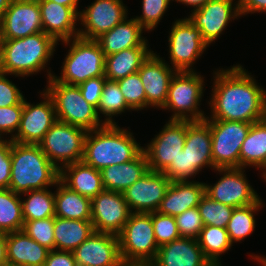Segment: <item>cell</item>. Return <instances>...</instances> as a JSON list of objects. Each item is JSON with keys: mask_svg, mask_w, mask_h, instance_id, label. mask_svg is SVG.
I'll use <instances>...</instances> for the list:
<instances>
[{"mask_svg": "<svg viewBox=\"0 0 266 266\" xmlns=\"http://www.w3.org/2000/svg\"><path fill=\"white\" fill-rule=\"evenodd\" d=\"M209 120L254 123L266 117V90L242 65L213 72Z\"/></svg>", "mask_w": 266, "mask_h": 266, "instance_id": "1", "label": "cell"}, {"mask_svg": "<svg viewBox=\"0 0 266 266\" xmlns=\"http://www.w3.org/2000/svg\"><path fill=\"white\" fill-rule=\"evenodd\" d=\"M140 145L127 128L104 124L87 132L82 161L101 171L105 167L135 159L143 151Z\"/></svg>", "mask_w": 266, "mask_h": 266, "instance_id": "2", "label": "cell"}, {"mask_svg": "<svg viewBox=\"0 0 266 266\" xmlns=\"http://www.w3.org/2000/svg\"><path fill=\"white\" fill-rule=\"evenodd\" d=\"M60 170L38 144L11 141V179L9 189L22 194L55 186Z\"/></svg>", "mask_w": 266, "mask_h": 266, "instance_id": "3", "label": "cell"}, {"mask_svg": "<svg viewBox=\"0 0 266 266\" xmlns=\"http://www.w3.org/2000/svg\"><path fill=\"white\" fill-rule=\"evenodd\" d=\"M57 44L43 31L23 38L2 40V73L28 77L45 70Z\"/></svg>", "mask_w": 266, "mask_h": 266, "instance_id": "4", "label": "cell"}, {"mask_svg": "<svg viewBox=\"0 0 266 266\" xmlns=\"http://www.w3.org/2000/svg\"><path fill=\"white\" fill-rule=\"evenodd\" d=\"M64 44L69 45L70 49L61 66V76L47 69V79L52 76L58 82L78 86L90 78L105 76V55L96 40L78 36L63 41Z\"/></svg>", "mask_w": 266, "mask_h": 266, "instance_id": "5", "label": "cell"}, {"mask_svg": "<svg viewBox=\"0 0 266 266\" xmlns=\"http://www.w3.org/2000/svg\"><path fill=\"white\" fill-rule=\"evenodd\" d=\"M44 89L52 98L57 120L86 129L95 130L104 125L97 110L82 96L78 86L56 81L52 76Z\"/></svg>", "mask_w": 266, "mask_h": 266, "instance_id": "6", "label": "cell"}, {"mask_svg": "<svg viewBox=\"0 0 266 266\" xmlns=\"http://www.w3.org/2000/svg\"><path fill=\"white\" fill-rule=\"evenodd\" d=\"M204 78L196 71H177L171 79L165 105L161 108L172 110L170 120H204L206 114L200 110L204 96Z\"/></svg>", "mask_w": 266, "mask_h": 266, "instance_id": "7", "label": "cell"}, {"mask_svg": "<svg viewBox=\"0 0 266 266\" xmlns=\"http://www.w3.org/2000/svg\"><path fill=\"white\" fill-rule=\"evenodd\" d=\"M119 251L123 261L152 263L158 253L151 213H131L118 234Z\"/></svg>", "mask_w": 266, "mask_h": 266, "instance_id": "8", "label": "cell"}, {"mask_svg": "<svg viewBox=\"0 0 266 266\" xmlns=\"http://www.w3.org/2000/svg\"><path fill=\"white\" fill-rule=\"evenodd\" d=\"M87 132L84 128L57 120L38 145L60 170L67 164L82 161Z\"/></svg>", "mask_w": 266, "mask_h": 266, "instance_id": "9", "label": "cell"}, {"mask_svg": "<svg viewBox=\"0 0 266 266\" xmlns=\"http://www.w3.org/2000/svg\"><path fill=\"white\" fill-rule=\"evenodd\" d=\"M252 123L209 120L212 159L215 168H239V154Z\"/></svg>", "mask_w": 266, "mask_h": 266, "instance_id": "10", "label": "cell"}, {"mask_svg": "<svg viewBox=\"0 0 266 266\" xmlns=\"http://www.w3.org/2000/svg\"><path fill=\"white\" fill-rule=\"evenodd\" d=\"M168 42L170 62L176 71H195L193 64L209 46L187 17L173 23Z\"/></svg>", "mask_w": 266, "mask_h": 266, "instance_id": "11", "label": "cell"}, {"mask_svg": "<svg viewBox=\"0 0 266 266\" xmlns=\"http://www.w3.org/2000/svg\"><path fill=\"white\" fill-rule=\"evenodd\" d=\"M221 178L212 186L205 183V194L216 202L233 208L256 203L257 192L250 185L244 174V168H215Z\"/></svg>", "mask_w": 266, "mask_h": 266, "instance_id": "12", "label": "cell"}, {"mask_svg": "<svg viewBox=\"0 0 266 266\" xmlns=\"http://www.w3.org/2000/svg\"><path fill=\"white\" fill-rule=\"evenodd\" d=\"M186 141V121L168 120L150 143L143 147L149 170L163 172L175 161Z\"/></svg>", "mask_w": 266, "mask_h": 266, "instance_id": "13", "label": "cell"}, {"mask_svg": "<svg viewBox=\"0 0 266 266\" xmlns=\"http://www.w3.org/2000/svg\"><path fill=\"white\" fill-rule=\"evenodd\" d=\"M128 9L123 0H95L86 9L79 12V37L96 40L110 31L128 16Z\"/></svg>", "mask_w": 266, "mask_h": 266, "instance_id": "14", "label": "cell"}, {"mask_svg": "<svg viewBox=\"0 0 266 266\" xmlns=\"http://www.w3.org/2000/svg\"><path fill=\"white\" fill-rule=\"evenodd\" d=\"M44 98L38 104L23 99V112L19 129L11 140L23 144H39L51 126L57 121L55 105L45 90L40 92Z\"/></svg>", "mask_w": 266, "mask_h": 266, "instance_id": "15", "label": "cell"}, {"mask_svg": "<svg viewBox=\"0 0 266 266\" xmlns=\"http://www.w3.org/2000/svg\"><path fill=\"white\" fill-rule=\"evenodd\" d=\"M130 214L123 193L104 189L91 200V222L95 232L118 235Z\"/></svg>", "mask_w": 266, "mask_h": 266, "instance_id": "16", "label": "cell"}, {"mask_svg": "<svg viewBox=\"0 0 266 266\" xmlns=\"http://www.w3.org/2000/svg\"><path fill=\"white\" fill-rule=\"evenodd\" d=\"M234 1L209 0L200 9L191 11L187 17L200 30L203 40L208 45L221 36L230 21L241 17L238 1Z\"/></svg>", "mask_w": 266, "mask_h": 266, "instance_id": "17", "label": "cell"}, {"mask_svg": "<svg viewBox=\"0 0 266 266\" xmlns=\"http://www.w3.org/2000/svg\"><path fill=\"white\" fill-rule=\"evenodd\" d=\"M42 31L38 0H11L0 20L2 40L23 38Z\"/></svg>", "mask_w": 266, "mask_h": 266, "instance_id": "18", "label": "cell"}, {"mask_svg": "<svg viewBox=\"0 0 266 266\" xmlns=\"http://www.w3.org/2000/svg\"><path fill=\"white\" fill-rule=\"evenodd\" d=\"M170 183L163 172L149 170L123 192L131 213L156 212Z\"/></svg>", "mask_w": 266, "mask_h": 266, "instance_id": "19", "label": "cell"}, {"mask_svg": "<svg viewBox=\"0 0 266 266\" xmlns=\"http://www.w3.org/2000/svg\"><path fill=\"white\" fill-rule=\"evenodd\" d=\"M176 72L154 52L141 65L138 73L145 89L146 108L161 109L165 105L169 85Z\"/></svg>", "mask_w": 266, "mask_h": 266, "instance_id": "20", "label": "cell"}, {"mask_svg": "<svg viewBox=\"0 0 266 266\" xmlns=\"http://www.w3.org/2000/svg\"><path fill=\"white\" fill-rule=\"evenodd\" d=\"M77 266H117L121 261L118 235L93 232L72 251Z\"/></svg>", "mask_w": 266, "mask_h": 266, "instance_id": "21", "label": "cell"}, {"mask_svg": "<svg viewBox=\"0 0 266 266\" xmlns=\"http://www.w3.org/2000/svg\"><path fill=\"white\" fill-rule=\"evenodd\" d=\"M212 134L209 119L186 121V141L183 150L187 152L188 167H191V178L199 174L202 168L211 167Z\"/></svg>", "mask_w": 266, "mask_h": 266, "instance_id": "22", "label": "cell"}, {"mask_svg": "<svg viewBox=\"0 0 266 266\" xmlns=\"http://www.w3.org/2000/svg\"><path fill=\"white\" fill-rule=\"evenodd\" d=\"M38 2L43 32L57 43L79 36V28H76L79 15L71 7L49 0H38Z\"/></svg>", "mask_w": 266, "mask_h": 266, "instance_id": "23", "label": "cell"}, {"mask_svg": "<svg viewBox=\"0 0 266 266\" xmlns=\"http://www.w3.org/2000/svg\"><path fill=\"white\" fill-rule=\"evenodd\" d=\"M152 266H212L205 258L198 240L180 237L159 246Z\"/></svg>", "mask_w": 266, "mask_h": 266, "instance_id": "24", "label": "cell"}, {"mask_svg": "<svg viewBox=\"0 0 266 266\" xmlns=\"http://www.w3.org/2000/svg\"><path fill=\"white\" fill-rule=\"evenodd\" d=\"M205 194V183L197 181H173L170 183L157 212L177 216L189 208L198 207Z\"/></svg>", "mask_w": 266, "mask_h": 266, "instance_id": "25", "label": "cell"}, {"mask_svg": "<svg viewBox=\"0 0 266 266\" xmlns=\"http://www.w3.org/2000/svg\"><path fill=\"white\" fill-rule=\"evenodd\" d=\"M144 28L135 19H125L110 31L96 39L105 56L118 53L124 49L148 46V40L142 36Z\"/></svg>", "mask_w": 266, "mask_h": 266, "instance_id": "26", "label": "cell"}, {"mask_svg": "<svg viewBox=\"0 0 266 266\" xmlns=\"http://www.w3.org/2000/svg\"><path fill=\"white\" fill-rule=\"evenodd\" d=\"M59 180L72 191L91 200L105 189L101 172L83 161L60 168Z\"/></svg>", "mask_w": 266, "mask_h": 266, "instance_id": "27", "label": "cell"}, {"mask_svg": "<svg viewBox=\"0 0 266 266\" xmlns=\"http://www.w3.org/2000/svg\"><path fill=\"white\" fill-rule=\"evenodd\" d=\"M49 251L22 230L7 233V259L12 266H44Z\"/></svg>", "mask_w": 266, "mask_h": 266, "instance_id": "28", "label": "cell"}, {"mask_svg": "<svg viewBox=\"0 0 266 266\" xmlns=\"http://www.w3.org/2000/svg\"><path fill=\"white\" fill-rule=\"evenodd\" d=\"M148 171L147 157L142 151L135 159L105 167L100 172L106 190L123 193Z\"/></svg>", "mask_w": 266, "mask_h": 266, "instance_id": "29", "label": "cell"}, {"mask_svg": "<svg viewBox=\"0 0 266 266\" xmlns=\"http://www.w3.org/2000/svg\"><path fill=\"white\" fill-rule=\"evenodd\" d=\"M256 167L266 182V120L252 123L239 154V168ZM263 169V170H262Z\"/></svg>", "mask_w": 266, "mask_h": 266, "instance_id": "30", "label": "cell"}, {"mask_svg": "<svg viewBox=\"0 0 266 266\" xmlns=\"http://www.w3.org/2000/svg\"><path fill=\"white\" fill-rule=\"evenodd\" d=\"M153 52L149 46H139L105 56L106 79L118 81L138 72L141 65Z\"/></svg>", "mask_w": 266, "mask_h": 266, "instance_id": "31", "label": "cell"}, {"mask_svg": "<svg viewBox=\"0 0 266 266\" xmlns=\"http://www.w3.org/2000/svg\"><path fill=\"white\" fill-rule=\"evenodd\" d=\"M91 220H74L54 217L55 249L74 251L92 233Z\"/></svg>", "mask_w": 266, "mask_h": 266, "instance_id": "32", "label": "cell"}, {"mask_svg": "<svg viewBox=\"0 0 266 266\" xmlns=\"http://www.w3.org/2000/svg\"><path fill=\"white\" fill-rule=\"evenodd\" d=\"M55 186V216L63 219L91 220V199L72 191L60 180Z\"/></svg>", "mask_w": 266, "mask_h": 266, "instance_id": "33", "label": "cell"}, {"mask_svg": "<svg viewBox=\"0 0 266 266\" xmlns=\"http://www.w3.org/2000/svg\"><path fill=\"white\" fill-rule=\"evenodd\" d=\"M205 258L212 266H222L219 258L233 246L226 228L204 226L197 238Z\"/></svg>", "mask_w": 266, "mask_h": 266, "instance_id": "34", "label": "cell"}, {"mask_svg": "<svg viewBox=\"0 0 266 266\" xmlns=\"http://www.w3.org/2000/svg\"><path fill=\"white\" fill-rule=\"evenodd\" d=\"M20 195L27 196L24 200L21 199L24 222L55 217V196L48 188L31 190Z\"/></svg>", "mask_w": 266, "mask_h": 266, "instance_id": "35", "label": "cell"}, {"mask_svg": "<svg viewBox=\"0 0 266 266\" xmlns=\"http://www.w3.org/2000/svg\"><path fill=\"white\" fill-rule=\"evenodd\" d=\"M263 206L261 198L253 204L234 208L231 218L227 223L228 232L232 244L243 241L255 231V213Z\"/></svg>", "mask_w": 266, "mask_h": 266, "instance_id": "36", "label": "cell"}, {"mask_svg": "<svg viewBox=\"0 0 266 266\" xmlns=\"http://www.w3.org/2000/svg\"><path fill=\"white\" fill-rule=\"evenodd\" d=\"M23 224L20 194L9 188L0 189V232L21 231Z\"/></svg>", "mask_w": 266, "mask_h": 266, "instance_id": "37", "label": "cell"}, {"mask_svg": "<svg viewBox=\"0 0 266 266\" xmlns=\"http://www.w3.org/2000/svg\"><path fill=\"white\" fill-rule=\"evenodd\" d=\"M96 110L99 118H101L100 114L104 115V124L113 125L116 124L113 116H118V114H122L126 110L131 111L132 109L127 105L118 82L106 79L101 99Z\"/></svg>", "mask_w": 266, "mask_h": 266, "instance_id": "38", "label": "cell"}, {"mask_svg": "<svg viewBox=\"0 0 266 266\" xmlns=\"http://www.w3.org/2000/svg\"><path fill=\"white\" fill-rule=\"evenodd\" d=\"M198 209L204 226L213 225L220 228H226L234 210L233 207L216 202L206 194L200 199Z\"/></svg>", "mask_w": 266, "mask_h": 266, "instance_id": "39", "label": "cell"}, {"mask_svg": "<svg viewBox=\"0 0 266 266\" xmlns=\"http://www.w3.org/2000/svg\"><path fill=\"white\" fill-rule=\"evenodd\" d=\"M127 105L132 111L146 108V95L139 73L130 74L117 81Z\"/></svg>", "mask_w": 266, "mask_h": 266, "instance_id": "40", "label": "cell"}, {"mask_svg": "<svg viewBox=\"0 0 266 266\" xmlns=\"http://www.w3.org/2000/svg\"><path fill=\"white\" fill-rule=\"evenodd\" d=\"M22 231L41 246L55 250L54 217L25 221Z\"/></svg>", "mask_w": 266, "mask_h": 266, "instance_id": "41", "label": "cell"}, {"mask_svg": "<svg viewBox=\"0 0 266 266\" xmlns=\"http://www.w3.org/2000/svg\"><path fill=\"white\" fill-rule=\"evenodd\" d=\"M171 0H142V15L135 19L146 31H152L162 20Z\"/></svg>", "mask_w": 266, "mask_h": 266, "instance_id": "42", "label": "cell"}, {"mask_svg": "<svg viewBox=\"0 0 266 266\" xmlns=\"http://www.w3.org/2000/svg\"><path fill=\"white\" fill-rule=\"evenodd\" d=\"M152 225L158 246L170 243L181 237L173 216L163 215L157 211L152 212Z\"/></svg>", "mask_w": 266, "mask_h": 266, "instance_id": "43", "label": "cell"}, {"mask_svg": "<svg viewBox=\"0 0 266 266\" xmlns=\"http://www.w3.org/2000/svg\"><path fill=\"white\" fill-rule=\"evenodd\" d=\"M181 237L197 239L204 227L198 207L189 208L174 217Z\"/></svg>", "mask_w": 266, "mask_h": 266, "instance_id": "44", "label": "cell"}, {"mask_svg": "<svg viewBox=\"0 0 266 266\" xmlns=\"http://www.w3.org/2000/svg\"><path fill=\"white\" fill-rule=\"evenodd\" d=\"M22 112L23 100L18 105L0 107V140L4 139L5 133L11 136L10 140L14 138L20 126Z\"/></svg>", "mask_w": 266, "mask_h": 266, "instance_id": "45", "label": "cell"}, {"mask_svg": "<svg viewBox=\"0 0 266 266\" xmlns=\"http://www.w3.org/2000/svg\"><path fill=\"white\" fill-rule=\"evenodd\" d=\"M21 90L7 78V74L0 73V107L18 105L23 99Z\"/></svg>", "mask_w": 266, "mask_h": 266, "instance_id": "46", "label": "cell"}, {"mask_svg": "<svg viewBox=\"0 0 266 266\" xmlns=\"http://www.w3.org/2000/svg\"><path fill=\"white\" fill-rule=\"evenodd\" d=\"M163 173L173 181H189L191 177V167H188L187 152L182 150L175 161L163 171Z\"/></svg>", "mask_w": 266, "mask_h": 266, "instance_id": "47", "label": "cell"}, {"mask_svg": "<svg viewBox=\"0 0 266 266\" xmlns=\"http://www.w3.org/2000/svg\"><path fill=\"white\" fill-rule=\"evenodd\" d=\"M106 77L99 76L90 78L78 85L83 98L96 109L98 108Z\"/></svg>", "mask_w": 266, "mask_h": 266, "instance_id": "48", "label": "cell"}, {"mask_svg": "<svg viewBox=\"0 0 266 266\" xmlns=\"http://www.w3.org/2000/svg\"><path fill=\"white\" fill-rule=\"evenodd\" d=\"M11 179V140H0V189H8Z\"/></svg>", "mask_w": 266, "mask_h": 266, "instance_id": "49", "label": "cell"}, {"mask_svg": "<svg viewBox=\"0 0 266 266\" xmlns=\"http://www.w3.org/2000/svg\"><path fill=\"white\" fill-rule=\"evenodd\" d=\"M44 266H77L72 251L50 250Z\"/></svg>", "mask_w": 266, "mask_h": 266, "instance_id": "50", "label": "cell"}, {"mask_svg": "<svg viewBox=\"0 0 266 266\" xmlns=\"http://www.w3.org/2000/svg\"><path fill=\"white\" fill-rule=\"evenodd\" d=\"M239 12L242 15L266 13V0H238Z\"/></svg>", "mask_w": 266, "mask_h": 266, "instance_id": "51", "label": "cell"}, {"mask_svg": "<svg viewBox=\"0 0 266 266\" xmlns=\"http://www.w3.org/2000/svg\"><path fill=\"white\" fill-rule=\"evenodd\" d=\"M7 262V233L0 232V264Z\"/></svg>", "mask_w": 266, "mask_h": 266, "instance_id": "52", "label": "cell"}, {"mask_svg": "<svg viewBox=\"0 0 266 266\" xmlns=\"http://www.w3.org/2000/svg\"><path fill=\"white\" fill-rule=\"evenodd\" d=\"M174 1V0H172ZM176 2L194 7L191 11H195L204 6L209 0H175Z\"/></svg>", "mask_w": 266, "mask_h": 266, "instance_id": "53", "label": "cell"}, {"mask_svg": "<svg viewBox=\"0 0 266 266\" xmlns=\"http://www.w3.org/2000/svg\"><path fill=\"white\" fill-rule=\"evenodd\" d=\"M49 1H53L60 5L71 7L79 15L80 11L78 10L77 7L79 0H49Z\"/></svg>", "mask_w": 266, "mask_h": 266, "instance_id": "54", "label": "cell"}, {"mask_svg": "<svg viewBox=\"0 0 266 266\" xmlns=\"http://www.w3.org/2000/svg\"><path fill=\"white\" fill-rule=\"evenodd\" d=\"M117 266H152L147 262H135V261H121Z\"/></svg>", "mask_w": 266, "mask_h": 266, "instance_id": "55", "label": "cell"}, {"mask_svg": "<svg viewBox=\"0 0 266 266\" xmlns=\"http://www.w3.org/2000/svg\"><path fill=\"white\" fill-rule=\"evenodd\" d=\"M11 0H0V20L3 17L5 11L9 7Z\"/></svg>", "mask_w": 266, "mask_h": 266, "instance_id": "56", "label": "cell"}, {"mask_svg": "<svg viewBox=\"0 0 266 266\" xmlns=\"http://www.w3.org/2000/svg\"><path fill=\"white\" fill-rule=\"evenodd\" d=\"M251 257H252V259H254V261H258V262H260V264L262 265V266H266V256H258V255H250Z\"/></svg>", "mask_w": 266, "mask_h": 266, "instance_id": "57", "label": "cell"}, {"mask_svg": "<svg viewBox=\"0 0 266 266\" xmlns=\"http://www.w3.org/2000/svg\"><path fill=\"white\" fill-rule=\"evenodd\" d=\"M2 72V38L0 35V73Z\"/></svg>", "mask_w": 266, "mask_h": 266, "instance_id": "58", "label": "cell"}, {"mask_svg": "<svg viewBox=\"0 0 266 266\" xmlns=\"http://www.w3.org/2000/svg\"><path fill=\"white\" fill-rule=\"evenodd\" d=\"M0 266H12L10 263H2V264H0Z\"/></svg>", "mask_w": 266, "mask_h": 266, "instance_id": "59", "label": "cell"}]
</instances>
